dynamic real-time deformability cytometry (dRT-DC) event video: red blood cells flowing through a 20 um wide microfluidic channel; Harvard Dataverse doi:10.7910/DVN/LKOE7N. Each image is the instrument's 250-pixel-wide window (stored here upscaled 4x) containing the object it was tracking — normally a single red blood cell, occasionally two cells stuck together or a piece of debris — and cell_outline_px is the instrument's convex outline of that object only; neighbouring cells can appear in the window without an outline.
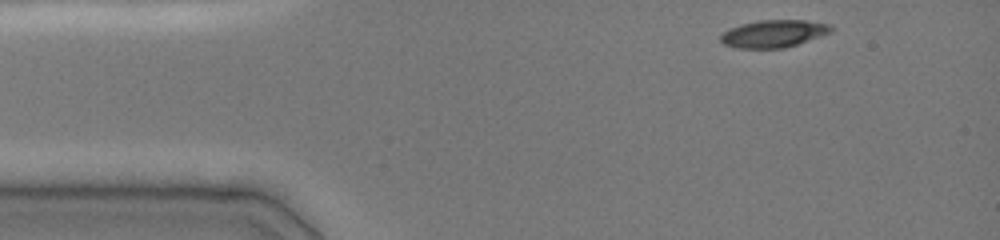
{"species": "common noctule bat (a hibernating species)", "species_latin": "Nyctalus noctula", "temperature_condition": "cold", "stored_images_in_passage": 52, "camera_frame_rate_fps": 3000, "um_per_image_px": 0.085, "animal": {"sex": "female", "body_mass_g": 19.0, "forearm_length_mm": 51.5}, "frame": {"image": 1, "passage_image": 1, "time_ms": 0.0, "image_size_px": [1000, 240], "cell_outline_px": [[832, 32], [784, 48], [736, 48], [724, 44], [720, 40], [720, 36], [728, 28], [740, 24], [760, 20], [804, 20], [832, 24]], "centroid_in_image_um": [65.74, 2.85], "position_along_channel_um": 19.3, "area_um2": 17.63}}
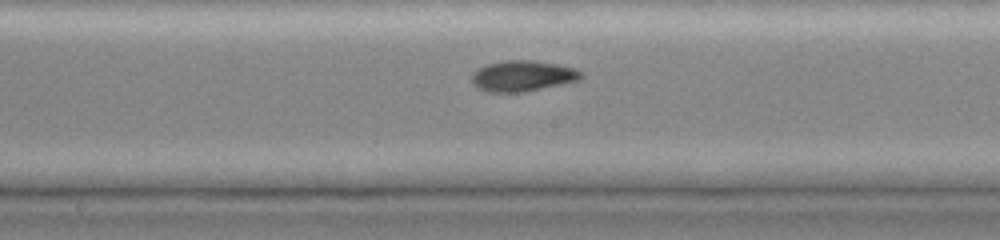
{"frame": {"image": 2, "passage_image": 33, "time_ms": 6.333, "image_size_px": [1000, 240], "cell_outline_px": [[584, 76], [580, 80], [524, 92], [488, 92], [476, 88], [472, 84], [472, 76], [484, 64], [504, 60], [532, 60], [556, 64], [576, 68], [584, 72]], "centroid_in_image_um": [44.45, 6.45], "position_along_channel_um": 203.8, "area_um2": 19.77}}
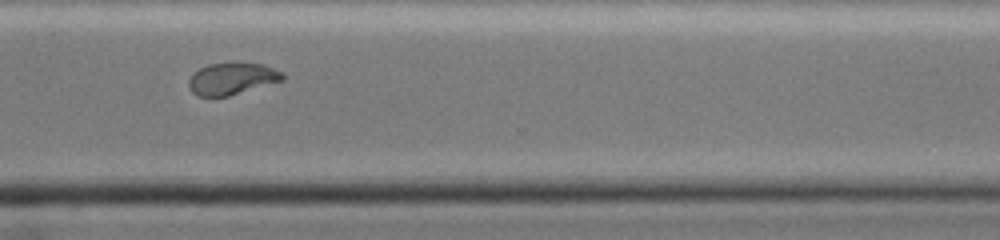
{"frame": {"image": 3, "passage_image": 51, "time_ms": 10.0, "image_size_px": [1000, 240], "cell_outline_px": [[284, 80], [228, 96], [196, 96], [188, 88], [188, 80], [200, 68], [208, 64], [232, 60], [264, 64], [284, 72]], "centroid_in_image_um": [19.74, 6.64], "position_along_channel_um": 350.9, "area_um2": 17.98}}